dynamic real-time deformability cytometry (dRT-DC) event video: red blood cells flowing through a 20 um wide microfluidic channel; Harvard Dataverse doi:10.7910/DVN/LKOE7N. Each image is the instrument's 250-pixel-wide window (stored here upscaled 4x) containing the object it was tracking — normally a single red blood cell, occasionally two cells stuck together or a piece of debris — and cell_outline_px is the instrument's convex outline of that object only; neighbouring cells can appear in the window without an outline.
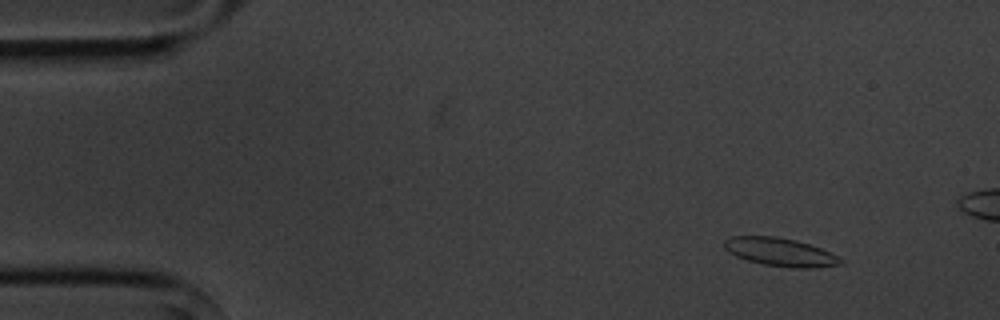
{"species": "common noctule bat (a hibernating species)", "species_latin": "Nyctalus noctula", "temperature_condition": "cold", "stored_images_in_passage": 6, "camera_frame_rate_fps": 3000, "um_per_image_px": 0.085, "animal": {"sex": "male", "body_mass_g": 20.1, "forearm_length_mm": 53.5}, "frame": {"image": 1, "passage_image": 2, "time_ms": 1.333, "image_size_px": [1000, 320], "cell_outline_px": [[844, 264], [816, 268], [792, 268], [764, 264], [748, 260], [736, 256], [728, 252], [724, 248], [724, 240], [732, 236], [776, 236], [796, 240], [820, 248], [844, 260]], "centroid_in_image_um": [66.32, 21.43], "position_along_channel_um": 18.7, "area_um2": 19.13}}